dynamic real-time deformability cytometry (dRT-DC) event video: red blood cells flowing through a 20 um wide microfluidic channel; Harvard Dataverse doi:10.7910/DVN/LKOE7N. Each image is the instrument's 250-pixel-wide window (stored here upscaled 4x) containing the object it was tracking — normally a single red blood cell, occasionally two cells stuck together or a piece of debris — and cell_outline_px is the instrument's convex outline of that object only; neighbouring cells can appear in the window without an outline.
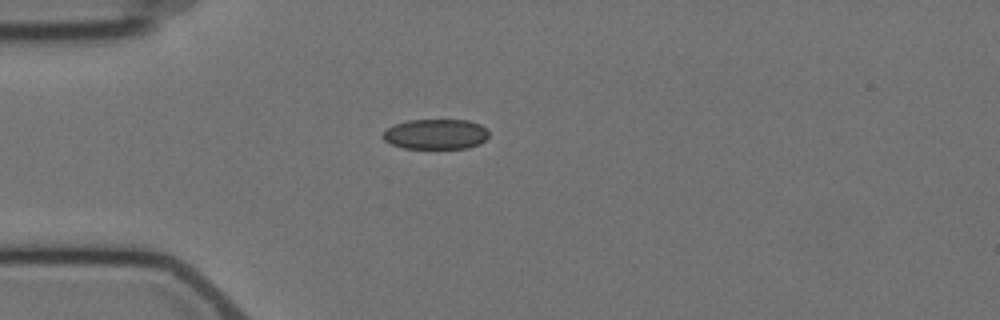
{"species": "Egyptian fruit bat (a non-hibernating species)", "species_latin": "Rousettus aegyptiacus", "temperature_condition": "cold", "stored_images_in_passage": 8, "camera_frame_rate_fps": 3000, "um_per_image_px": 0.085, "animal": {"sex": "female"}, "frame": {"image": 1, "passage_image": 1, "time_ms": 0.0, "image_size_px": [1000, 320], "cell_outline_px": [[488, 136], [480, 144], [468, 148], [404, 148], [392, 144], [384, 140], [380, 136], [388, 128], [396, 124], [408, 120], [468, 120], [480, 124], [488, 132]], "centroid_in_image_um": [37.04, 11.4], "position_along_channel_um": 48.0, "area_um2": 18.55}}
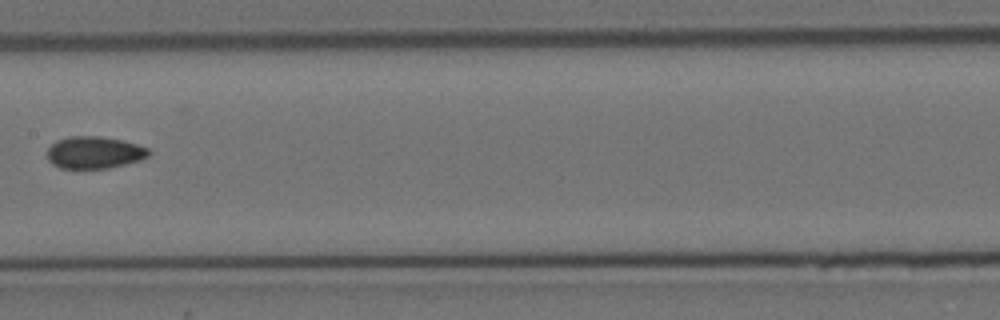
{"frame": {"image": 2, "passage_image": 5, "time_ms": 4.667, "image_size_px": [1000, 320], "cell_outline_px": [[152, 152], [148, 156], [140, 160], [108, 168], [60, 168], [52, 164], [48, 160], [48, 148], [56, 140], [68, 136], [100, 136], [120, 140], [136, 144], [148, 148]], "centroid_in_image_um": [8.0, 12.96], "position_along_channel_um": 199.4, "area_um2": 18.96}}
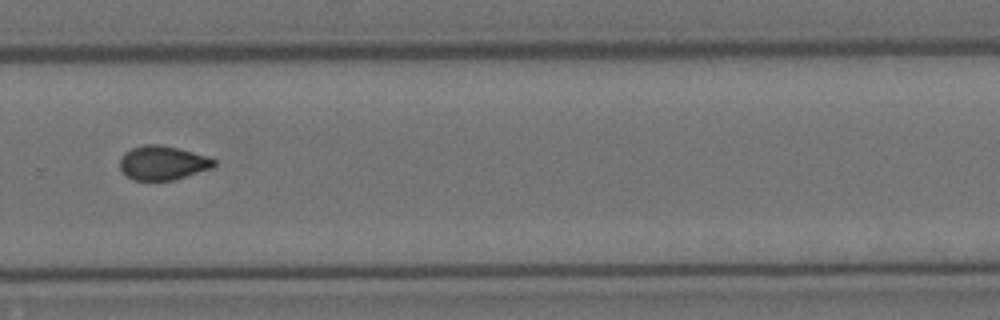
{"frame": {"image": 3, "passage_image": 8, "time_ms": 8.0, "image_size_px": [1000, 320], "cell_outline_px": [[216, 164], [212, 168], [172, 180], [132, 180], [120, 168], [120, 156], [124, 152], [132, 148], [144, 144], [156, 144], [180, 148], [216, 160]], "centroid_in_image_um": [13.8, 13.83], "position_along_channel_um": 316.0, "area_um2": 18.55}}